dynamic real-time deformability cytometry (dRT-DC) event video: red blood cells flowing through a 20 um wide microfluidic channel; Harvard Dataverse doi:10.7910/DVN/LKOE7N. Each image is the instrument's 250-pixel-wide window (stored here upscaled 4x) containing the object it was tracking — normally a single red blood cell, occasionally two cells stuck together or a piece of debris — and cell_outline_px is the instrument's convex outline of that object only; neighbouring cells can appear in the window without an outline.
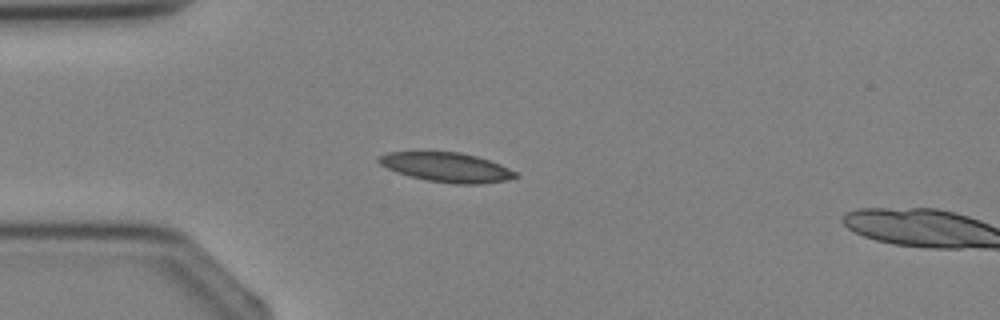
{"species": "Egyptian fruit bat (a non-hibernating species)", "species_latin": "Rousettus aegyptiacus", "temperature_condition": "cold", "stored_images_in_passage": 3, "camera_frame_rate_fps": 3000, "um_per_image_px": 0.085, "animal": {"sex": "female"}, "frame": {"image": 1, "passage_image": 2, "time_ms": 1.333, "image_size_px": [1000, 320], "cell_outline_px": [[520, 176], [508, 180], [476, 184], [456, 184], [428, 180], [396, 172], [380, 164], [376, 160], [380, 156], [388, 152], [460, 152], [476, 156], [500, 164], [516, 172]], "centroid_in_image_um": [37.99, 14.22], "position_along_channel_um": 47.0, "area_um2": 23.18}}